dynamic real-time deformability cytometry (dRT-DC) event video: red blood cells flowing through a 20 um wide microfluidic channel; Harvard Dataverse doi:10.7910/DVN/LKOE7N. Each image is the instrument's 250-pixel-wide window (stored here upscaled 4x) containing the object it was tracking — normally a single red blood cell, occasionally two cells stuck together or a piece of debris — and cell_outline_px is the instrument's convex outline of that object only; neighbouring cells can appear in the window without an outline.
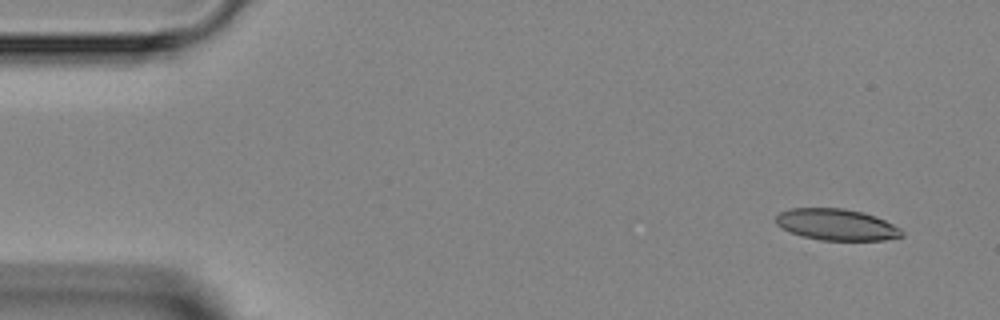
{"species": "Egyptian fruit bat (a non-hibernating species)", "species_latin": "Rousettus aegyptiacus", "temperature_condition": "room temperature", "stored_images_in_passage": 4, "camera_frame_rate_fps": 3000, "um_per_image_px": 0.085, "animal": {"sex": "female"}, "frame": {"image": 1, "passage_image": 1, "time_ms": 0.0, "image_size_px": [1000, 320], "cell_outline_px": [[904, 236], [884, 240], [820, 240], [800, 236], [788, 232], [776, 224], [776, 216], [780, 212], [792, 208], [844, 208], [876, 216], [900, 228], [904, 232]], "centroid_in_image_um": [71.09, 19.1], "position_along_channel_um": 13.9, "area_um2": 23.12}}